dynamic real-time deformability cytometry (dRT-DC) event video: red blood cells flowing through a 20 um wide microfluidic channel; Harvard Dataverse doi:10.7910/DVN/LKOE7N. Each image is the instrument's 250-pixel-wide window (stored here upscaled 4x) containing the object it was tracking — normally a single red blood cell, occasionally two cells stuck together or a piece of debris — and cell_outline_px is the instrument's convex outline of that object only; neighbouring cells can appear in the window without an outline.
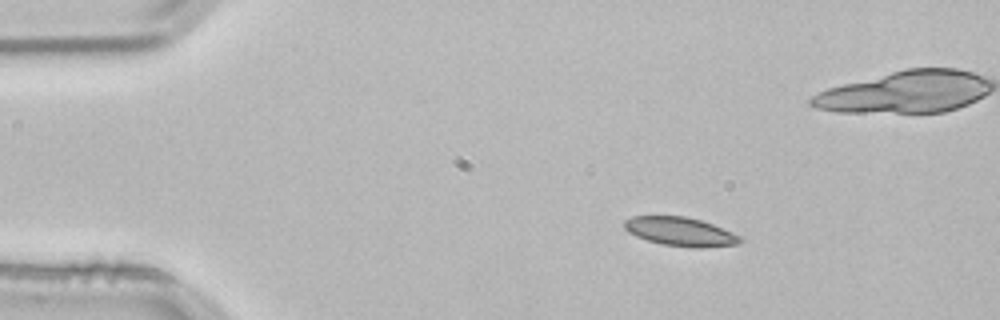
{"species": "common noctule bat (a hibernating species)", "species_latin": "Nyctalus noctula", "temperature_condition": "room temperature", "stored_images_in_passage": 3, "camera_frame_rate_fps": 3000, "um_per_image_px": 0.085, "animal": {"sex": "male", "body_mass_g": 21.5, "forearm_length_mm": 52.0}, "frame": {"image": 1, "passage_image": 1, "time_ms": 0.0, "image_size_px": [1000, 320], "cell_outline_px": [[744, 240], [736, 244], [704, 248], [692, 248], [664, 244], [648, 240], [636, 236], [628, 232], [624, 228], [624, 220], [632, 216], [684, 216], [700, 220], [712, 224], [740, 236]], "centroid_in_image_um": [57.81, 19.69], "position_along_channel_um": 27.2, "area_um2": 19.31}}